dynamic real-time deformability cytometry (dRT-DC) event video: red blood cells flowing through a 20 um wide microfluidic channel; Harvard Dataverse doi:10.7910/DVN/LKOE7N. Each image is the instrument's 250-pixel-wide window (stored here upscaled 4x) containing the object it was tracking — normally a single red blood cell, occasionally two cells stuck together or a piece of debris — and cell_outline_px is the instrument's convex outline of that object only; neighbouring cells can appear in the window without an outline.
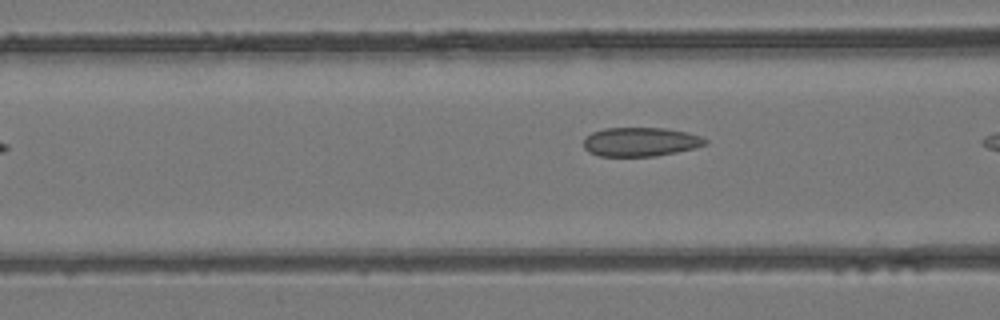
{"species": "common noctule bat (a hibernating species)", "species_latin": "Nyctalus noctula", "temperature_condition": "room temperature", "stored_images_in_passage": 6, "camera_frame_rate_fps": 3000, "um_per_image_px": 0.085, "animal": {"sex": "female", "body_mass_g": 24.6, "forearm_length_mm": 56.2}, "frame": {"image": 1, "passage_image": 5, "time_ms": 1.333, "image_size_px": [1000, 320], "cell_outline_px": [[708, 144], [696, 148], [656, 156], [600, 156], [588, 152], [584, 148], [584, 140], [592, 132], [604, 128], [664, 128], [688, 132], [700, 136], [708, 140]], "centroid_in_image_um": [54.47, 12.06], "position_along_channel_um": 112.1, "area_um2": 20.63}}